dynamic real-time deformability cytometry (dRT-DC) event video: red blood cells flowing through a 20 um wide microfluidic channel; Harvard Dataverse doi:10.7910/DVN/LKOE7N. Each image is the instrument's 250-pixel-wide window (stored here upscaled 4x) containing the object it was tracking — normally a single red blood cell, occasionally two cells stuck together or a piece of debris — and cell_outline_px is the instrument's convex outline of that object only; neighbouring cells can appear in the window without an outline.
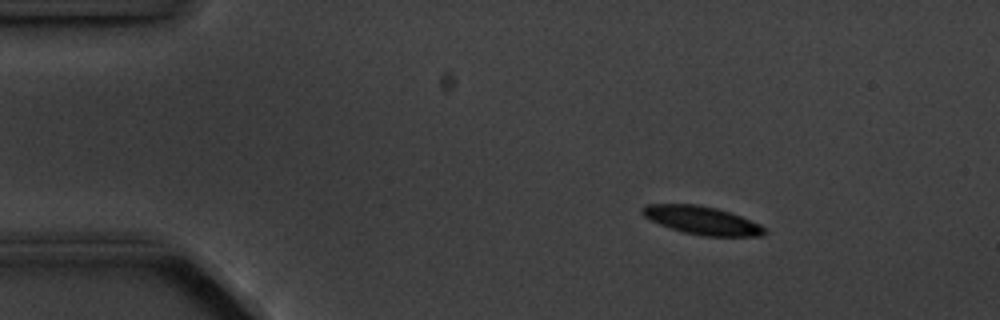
{"species": "common noctule bat (a hibernating species)", "species_latin": "Nyctalus noctula", "temperature_condition": "cold", "stored_images_in_passage": 3, "camera_frame_rate_fps": 3000, "um_per_image_px": 0.085, "animal": {"sex": "male", "body_mass_g": 20.1, "forearm_length_mm": 53.5}, "frame": {"image": 1, "passage_image": 1, "time_ms": 0.0, "image_size_px": [1000, 320], "cell_outline_px": [[768, 232], [764, 236], [704, 236], [684, 232], [668, 228], [644, 216], [640, 212], [640, 208], [648, 204], [696, 204], [716, 208], [740, 216], [760, 224]], "centroid_in_image_um": [59.66, 18.73], "position_along_channel_um": 25.3, "area_um2": 20.0}}